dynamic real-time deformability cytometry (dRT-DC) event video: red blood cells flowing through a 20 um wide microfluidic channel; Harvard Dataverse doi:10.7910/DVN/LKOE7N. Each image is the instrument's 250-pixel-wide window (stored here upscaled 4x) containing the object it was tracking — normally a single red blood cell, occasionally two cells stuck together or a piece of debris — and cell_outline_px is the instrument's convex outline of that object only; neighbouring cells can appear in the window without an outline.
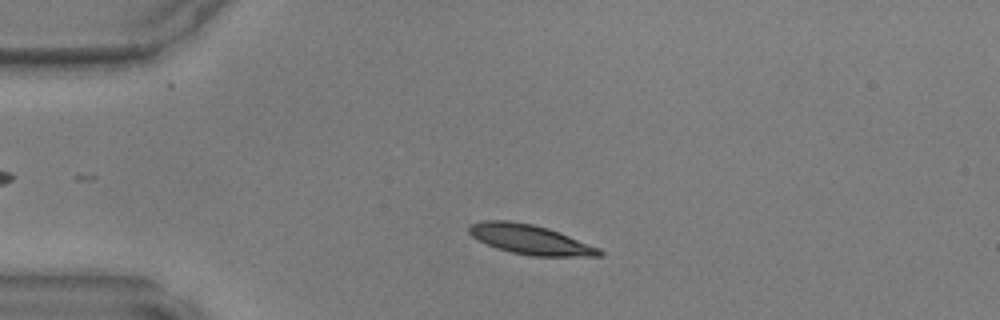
{"species": "common noctule bat (a hibernating species)", "species_latin": "Nyctalus noctula", "temperature_condition": "warm", "stored_images_in_passage": 24, "camera_frame_rate_fps": 3000, "um_per_image_px": 0.085, "animal": {"sex": "male", "body_mass_g": 17.9, "forearm_length_mm": 54.2}, "frame": {"image": 1, "passage_image": 7, "time_ms": 2.0, "image_size_px": [1000, 320], "cell_outline_px": [[604, 256], [532, 256], [512, 252], [496, 248], [472, 236], [468, 232], [468, 224], [484, 220], [508, 220], [532, 224], [548, 228], [600, 248], [604, 252]], "centroid_in_image_um": [45.06, 20.35], "position_along_channel_um": 39.9, "area_um2": 22.43}}